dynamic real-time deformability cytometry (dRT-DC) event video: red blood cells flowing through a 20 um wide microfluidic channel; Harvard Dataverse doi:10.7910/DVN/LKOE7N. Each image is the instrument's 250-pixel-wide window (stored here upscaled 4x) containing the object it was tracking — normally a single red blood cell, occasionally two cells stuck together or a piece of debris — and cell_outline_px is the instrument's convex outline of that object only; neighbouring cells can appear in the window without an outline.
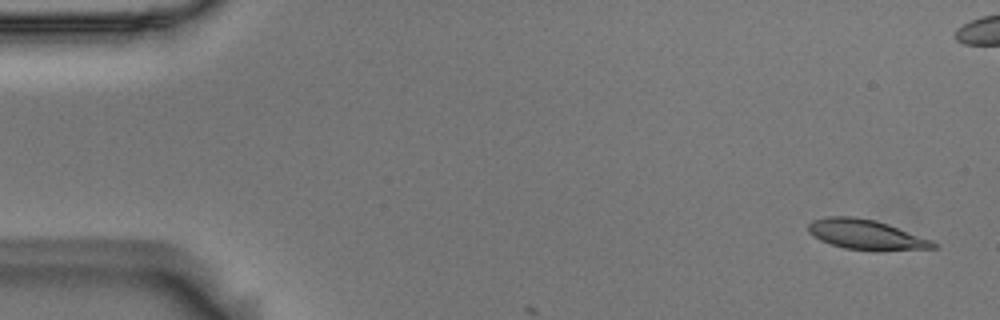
{"species": "Egyptian fruit bat (a non-hibernating species)", "species_latin": "Rousettus aegyptiacus", "temperature_condition": "room temperature", "stored_images_in_passage": 4, "camera_frame_rate_fps": 3000, "um_per_image_px": 0.085, "animal": {"sex": "male"}, "frame": {"image": 1, "passage_image": 2, "time_ms": 0.333, "image_size_px": [1000, 320], "cell_outline_px": [[940, 248], [876, 252], [844, 248], [820, 240], [808, 232], [808, 224], [812, 220], [828, 216], [856, 216], [876, 220], [888, 224], [932, 240], [940, 244]], "centroid_in_image_um": [73.68, 19.96], "position_along_channel_um": 11.3, "area_um2": 22.37}}